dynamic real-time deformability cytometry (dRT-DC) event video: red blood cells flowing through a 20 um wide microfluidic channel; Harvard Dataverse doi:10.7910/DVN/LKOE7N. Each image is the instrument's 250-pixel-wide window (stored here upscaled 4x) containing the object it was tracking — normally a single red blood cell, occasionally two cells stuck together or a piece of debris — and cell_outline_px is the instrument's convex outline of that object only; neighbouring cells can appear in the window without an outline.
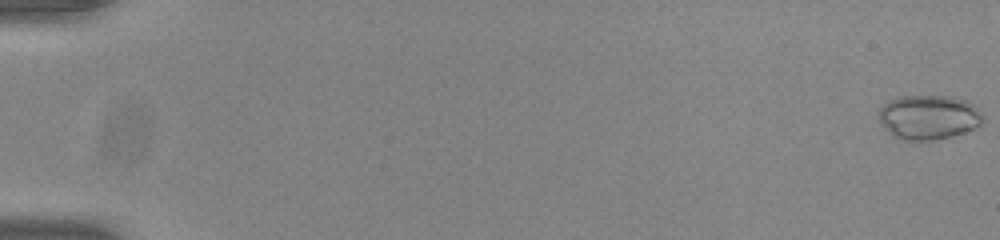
{"species": "common noctule bat (a hibernating species)", "species_latin": "Nyctalus noctula", "temperature_condition": "room temperature", "stored_images_in_passage": 16, "camera_frame_rate_fps": 3000, "um_per_image_px": 0.085, "animal": {"sex": "male", "body_mass_g": 20.0, "forearm_length_mm": 53.3}, "frame": {"image": 1, "passage_image": 1, "time_ms": 0.0, "image_size_px": [1000, 240], "cell_outline_px": [[984, 120], [980, 124], [964, 132], [932, 140], [900, 140], [888, 132], [880, 120], [880, 108], [888, 100], [900, 96], [952, 96], [968, 100], [984, 116]], "centroid_in_image_um": [78.93, 9.94], "position_along_channel_um": 6.1, "area_um2": 26.82}}